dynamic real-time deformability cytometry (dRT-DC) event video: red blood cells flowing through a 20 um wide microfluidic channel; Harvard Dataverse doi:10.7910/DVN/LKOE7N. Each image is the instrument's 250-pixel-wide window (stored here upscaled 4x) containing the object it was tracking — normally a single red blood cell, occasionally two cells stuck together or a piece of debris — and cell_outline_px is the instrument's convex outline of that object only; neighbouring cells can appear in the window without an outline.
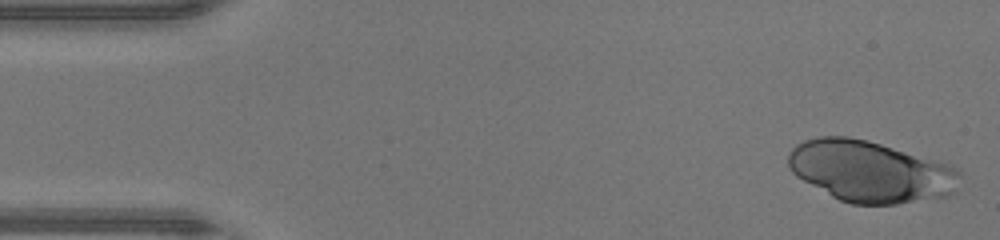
{"species": "human", "species_latin": "Homo sapiens", "temperature_condition": "warm", "stored_images_in_passage": 45, "camera_frame_rate_fps": 3000, "um_per_image_px": 0.085, "donor": {"sex": "male"}, "frame": {"image": 1, "passage_image": 1, "time_ms": 0.0, "image_size_px": [1000, 240], "cell_outline_px": [[964, 176], [956, 192], [948, 196], [896, 204], [852, 204], [840, 200], [832, 196], [796, 176], [788, 168], [788, 152], [796, 144], [804, 140], [820, 136], [848, 136], [868, 140], [952, 164], [960, 168]], "centroid_in_image_um": [74.05, 14.56], "position_along_channel_um": 10.9, "area_um2": 62.14}}